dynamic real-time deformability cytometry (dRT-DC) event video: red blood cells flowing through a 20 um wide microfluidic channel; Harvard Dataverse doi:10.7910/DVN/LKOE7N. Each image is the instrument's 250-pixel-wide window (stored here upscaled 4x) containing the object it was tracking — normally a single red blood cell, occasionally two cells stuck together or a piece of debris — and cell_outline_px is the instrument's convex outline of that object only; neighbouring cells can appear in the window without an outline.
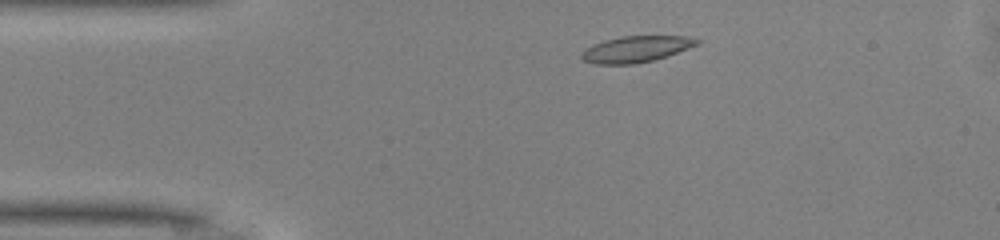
{"species": "common noctule bat (a hibernating species)", "species_latin": "Nyctalus noctula", "temperature_condition": "warm", "stored_images_in_passage": 30, "camera_frame_rate_fps": 3000, "um_per_image_px": 0.085, "animal": {"sex": "male", "body_mass_g": 13.0, "forearm_length_mm": 53.1}, "frame": {"image": 1, "passage_image": 2, "time_ms": 0.333, "image_size_px": [1000, 240], "cell_outline_px": [[700, 44], [652, 60], [636, 64], [596, 64], [584, 60], [580, 56], [580, 52], [592, 44], [604, 40], [620, 36], [688, 36], [700, 40]], "centroid_in_image_um": [54.02, 4.16], "position_along_channel_um": 31.0, "area_um2": 17.57}}
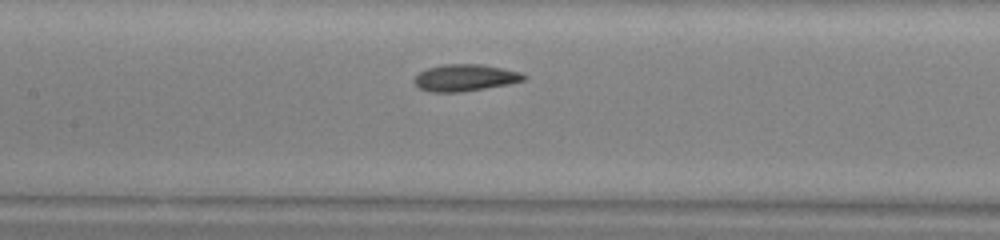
{"frame": {"image": 2, "passage_image": 15, "time_ms": 4.667, "image_size_px": [1000, 240], "cell_outline_px": [[528, 76], [524, 80], [508, 84], [460, 92], [432, 92], [416, 88], [412, 80], [420, 72], [428, 68], [444, 64], [480, 64], [520, 72]], "centroid_in_image_um": [39.48, 6.61], "position_along_channel_um": 167.9, "area_um2": 17.05}}
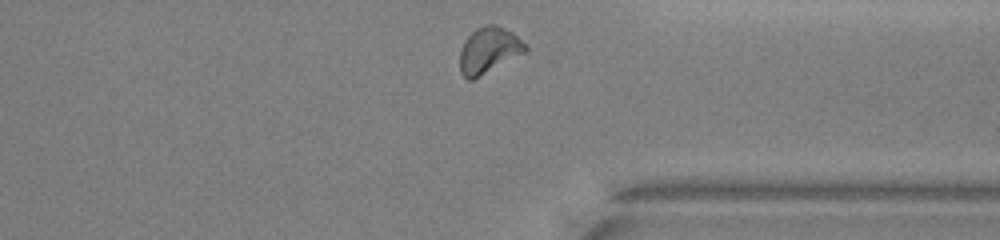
{"frame": {"image": 3, "passage_image": 30, "time_ms": 9.667, "image_size_px": [1000, 240], "cell_outline_px": [[528, 48], [524, 52], [472, 80], [468, 80], [460, 72], [460, 52], [464, 40], [476, 28], [484, 24], [496, 24], [512, 32]], "centroid_in_image_um": [41.5, 4.25], "position_along_channel_um": 369.9, "area_um2": 17.22}, "authors_computed_cell_mechanics": {"area_um2": 17.0221, "velocity_mm_per_s": 4.1235, "shape_relaxation_time_tau1_ms": 6.2531, "shape_relaxation_time_tau2_ms": 2.4521, "deformation_change_tau1": 0.1643, "deformation_change_tau2": 0.0768}}